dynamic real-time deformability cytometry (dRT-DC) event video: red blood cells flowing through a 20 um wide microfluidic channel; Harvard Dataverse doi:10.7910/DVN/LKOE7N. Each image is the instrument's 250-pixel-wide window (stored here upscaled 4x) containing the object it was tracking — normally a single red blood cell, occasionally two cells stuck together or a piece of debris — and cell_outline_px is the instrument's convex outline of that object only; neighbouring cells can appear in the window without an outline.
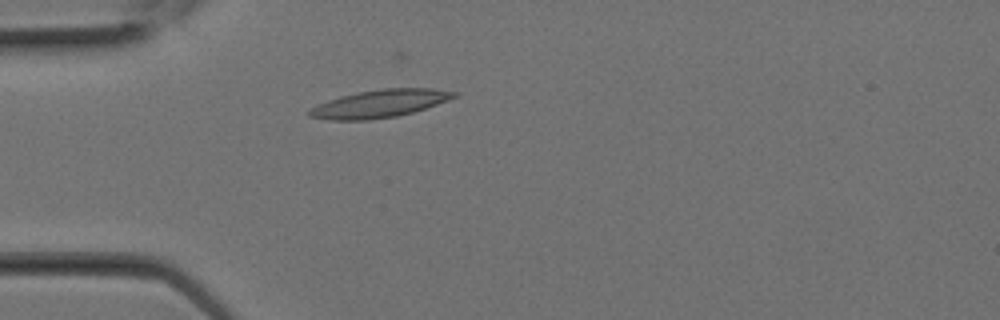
{"species": "Egyptian fruit bat (a non-hibernating species)", "species_latin": "Rousettus aegyptiacus", "temperature_condition": "room temperature", "stored_images_in_passage": 3, "camera_frame_rate_fps": 3000, "um_per_image_px": 0.085, "animal": {"sex": "female"}, "frame": {"image": 1, "passage_image": 1, "time_ms": 0.0, "image_size_px": [1000, 320], "cell_outline_px": [[460, 96], [412, 112], [396, 116], [368, 120], [328, 120], [308, 116], [308, 112], [312, 108], [328, 100], [340, 96], [360, 92], [384, 88], [432, 88], [460, 92]], "centroid_in_image_um": [32.32, 8.8], "position_along_channel_um": 52.7, "area_um2": 23.24}}
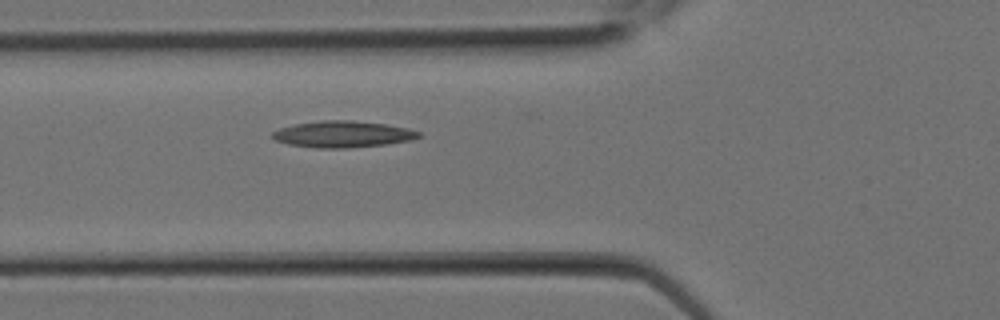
{"frame": {"image": 2, "passage_image": 3, "time_ms": 0.667, "image_size_px": [1000, 320], "cell_outline_px": [[424, 136], [412, 140], [388, 144], [348, 148], [316, 148], [288, 144], [276, 140], [272, 136], [272, 132], [280, 128], [296, 124], [320, 120], [352, 120], [384, 124], [408, 128], [420, 132]], "centroid_in_image_um": [29.18, 11.41], "position_along_channel_um": 96.6, "area_um2": 22.66}}